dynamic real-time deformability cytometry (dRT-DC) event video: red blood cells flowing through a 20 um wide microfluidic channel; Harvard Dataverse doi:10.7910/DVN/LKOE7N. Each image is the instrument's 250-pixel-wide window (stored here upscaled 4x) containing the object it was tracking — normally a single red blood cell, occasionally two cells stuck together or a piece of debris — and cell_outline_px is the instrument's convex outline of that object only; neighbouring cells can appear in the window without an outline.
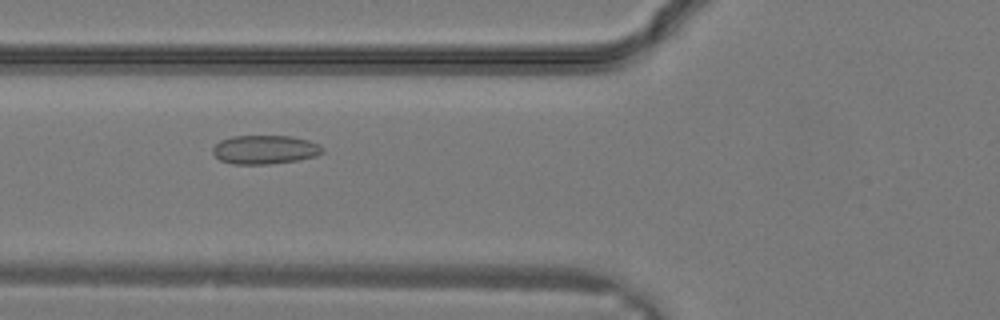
{"species": "common noctule bat (a hibernating species)", "species_latin": "Nyctalus noctula", "temperature_condition": "warm", "stored_images_in_passage": 21, "camera_frame_rate_fps": 3000, "um_per_image_px": 0.085, "animal": {"sex": "male", "body_mass_g": 19.2, "forearm_length_mm": 51.8}, "frame": {"image": 1, "passage_image": 13, "time_ms": 4.0, "image_size_px": [1000, 320], "cell_outline_px": [[324, 152], [316, 156], [296, 160], [268, 164], [232, 164], [220, 160], [212, 152], [212, 148], [220, 140], [232, 136], [292, 136], [308, 140], [320, 144], [324, 148]], "centroid_in_image_um": [22.52, 12.71], "position_along_channel_um": 103.3, "area_um2": 18.5}}
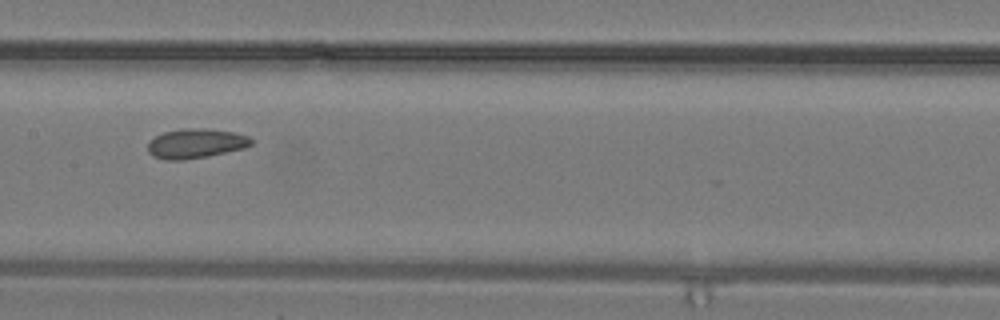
{"frame": {"image": 2, "passage_image": 17, "time_ms": 5.333, "image_size_px": [1000, 320], "cell_outline_px": [[252, 144], [244, 148], [208, 156], [184, 160], [164, 160], [152, 156], [148, 152], [148, 140], [164, 132], [180, 128], [204, 128], [232, 132], [248, 136], [252, 140]], "centroid_in_image_um": [16.59, 12.2], "position_along_channel_um": 190.8, "area_um2": 17.92}}
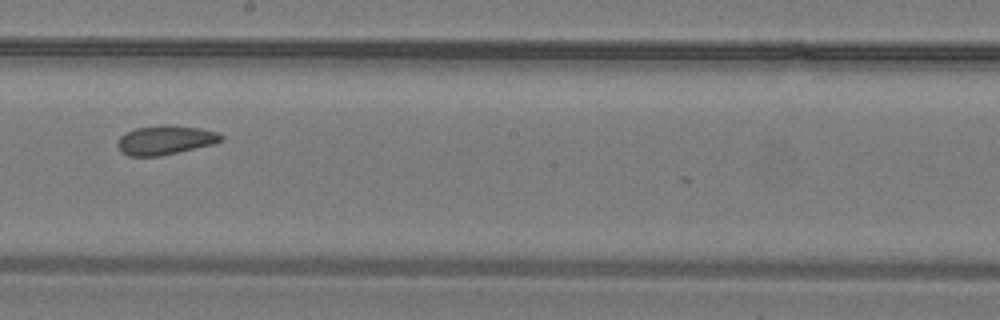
{"frame": {"image": 3, "passage_image": 19, "time_ms": 6.0, "image_size_px": [1000, 320], "cell_outline_px": [[224, 140], [212, 144], [160, 156], [128, 156], [120, 152], [116, 144], [120, 136], [136, 128], [160, 124], [168, 124], [200, 128], [216, 132], [224, 136]], "centroid_in_image_um": [14.03, 11.9], "position_along_channel_um": 234.2, "area_um2": 17.69}}